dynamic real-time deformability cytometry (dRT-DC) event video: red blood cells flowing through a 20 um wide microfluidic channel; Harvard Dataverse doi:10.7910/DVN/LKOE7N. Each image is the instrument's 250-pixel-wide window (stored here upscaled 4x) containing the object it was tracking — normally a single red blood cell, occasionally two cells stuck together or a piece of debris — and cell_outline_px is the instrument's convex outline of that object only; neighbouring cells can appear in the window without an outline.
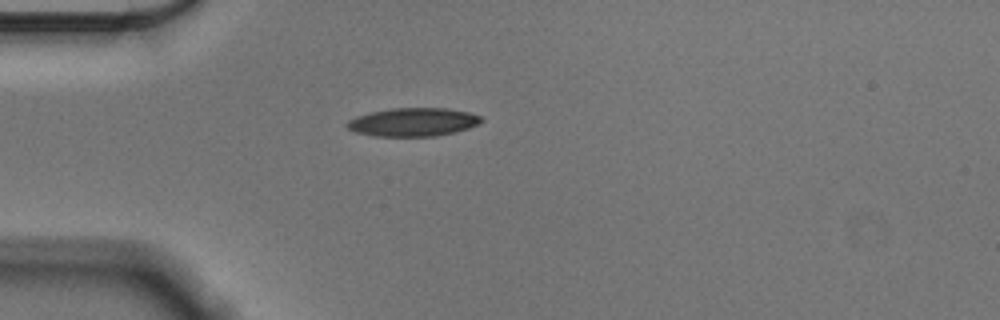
{"species": "Egyptian fruit bat (a non-hibernating species)", "species_latin": "Rousettus aegyptiacus", "temperature_condition": "cold", "stored_images_in_passage": 41, "camera_frame_rate_fps": 3000, "um_per_image_px": 0.085, "animal": {"sex": "male"}, "frame": {"image": 1, "passage_image": 1, "time_ms": 0.0, "image_size_px": [1000, 320], "cell_outline_px": [[484, 120], [468, 128], [436, 136], [376, 136], [356, 132], [348, 128], [344, 124], [348, 120], [356, 116], [368, 112], [392, 108], [448, 108], [468, 112], [484, 116]], "centroid_in_image_um": [35.1, 10.36], "position_along_channel_um": 49.9, "area_um2": 22.25}}
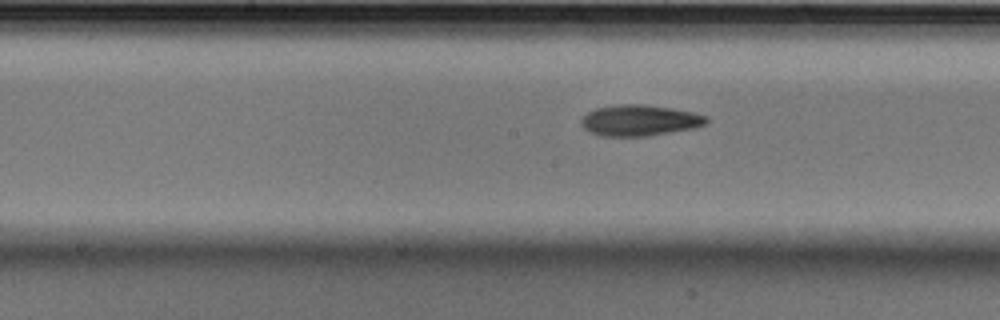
{"frame": {"image": 2, "passage_image": 14, "time_ms": 4.333, "image_size_px": [1000, 320], "cell_outline_px": [[708, 120], [704, 124], [692, 128], [644, 136], [600, 136], [588, 132], [580, 124], [580, 120], [588, 112], [596, 108], [616, 104], [644, 104], [672, 108], [692, 112], [708, 116]], "centroid_in_image_um": [54.31, 10.22], "position_along_channel_um": 193.9, "area_um2": 22.54}}
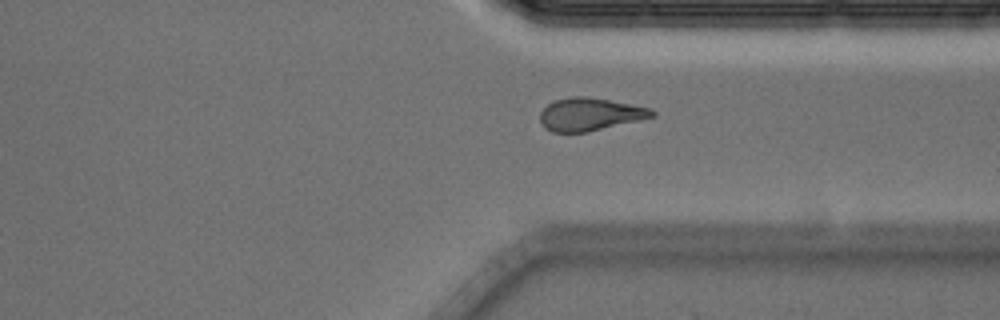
{"frame": {"image": 3, "passage_image": 28, "time_ms": 9.0, "image_size_px": [1000, 320], "cell_outline_px": [[656, 116], [640, 120], [588, 132], [552, 132], [544, 128], [540, 120], [540, 112], [548, 104], [556, 100], [572, 96], [584, 96], [632, 104], [652, 108], [656, 112]], "centroid_in_image_um": [50.16, 9.72], "position_along_channel_um": 361.2, "area_um2": 21.44}, "authors_computed_cell_mechanics": {"area_um2": 21.5594, "velocity_mm_per_s": 3.5971, "shape_relaxation_time_tau1_ms": 5.8703, "shape_relaxation_time_tau2_ms": 7.9873, "deformation_change_tau1": 0.1367, "deformation_change_tau2": 0.169}}